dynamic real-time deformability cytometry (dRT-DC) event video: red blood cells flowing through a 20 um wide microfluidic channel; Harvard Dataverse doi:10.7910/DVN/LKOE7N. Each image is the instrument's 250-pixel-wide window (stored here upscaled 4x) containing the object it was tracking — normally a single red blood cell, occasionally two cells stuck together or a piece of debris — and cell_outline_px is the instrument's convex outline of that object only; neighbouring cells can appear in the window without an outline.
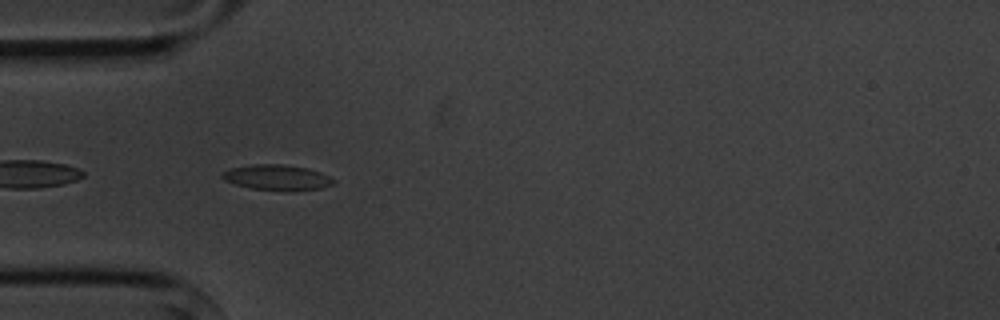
{"species": "common noctule bat (a hibernating species)", "species_latin": "Nyctalus noctula", "temperature_condition": "cold", "stored_images_in_passage": 5, "camera_frame_rate_fps": 3000, "um_per_image_px": 0.085, "animal": {"sex": "male", "body_mass_g": 20.1, "forearm_length_mm": 53.5}, "frame": {"image": 1, "passage_image": 5, "time_ms": 4.667, "image_size_px": [1000, 320], "cell_outline_px": [[336, 184], [320, 188], [292, 192], [252, 188], [236, 184], [224, 180], [220, 176], [224, 172], [232, 168], [252, 164], [284, 164], [308, 168], [320, 172], [336, 180]], "centroid_in_image_um": [23.61, 15.09], "position_along_channel_um": 61.4, "area_um2": 16.65}}